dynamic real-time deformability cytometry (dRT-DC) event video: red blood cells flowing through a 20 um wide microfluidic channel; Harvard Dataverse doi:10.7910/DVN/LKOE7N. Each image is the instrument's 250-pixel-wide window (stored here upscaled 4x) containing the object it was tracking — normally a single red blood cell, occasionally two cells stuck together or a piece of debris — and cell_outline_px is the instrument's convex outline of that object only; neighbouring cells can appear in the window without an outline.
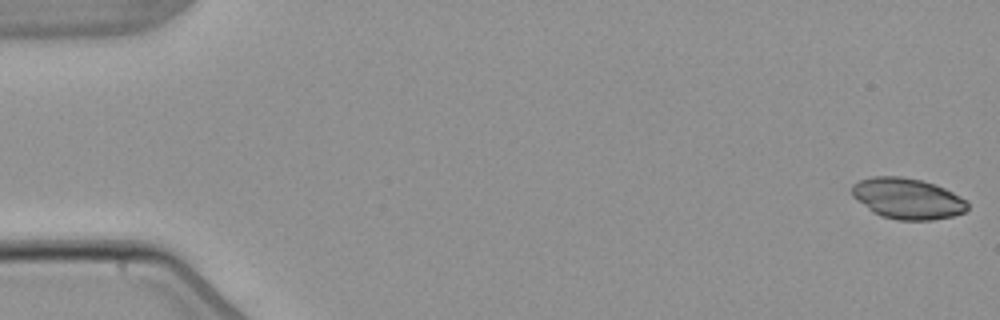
{"species": "common noctule bat (a hibernating species)", "species_latin": "Nyctalus noctula", "temperature_condition": "warm", "stored_images_in_passage": 6, "camera_frame_rate_fps": 3000, "um_per_image_px": 0.085, "animal": {"sex": "male", "body_mass_g": 21.5, "forearm_length_mm": 52.0}, "frame": {"image": 1, "passage_image": 1, "time_ms": 0.0, "image_size_px": [1000, 320], "cell_outline_px": [[968, 208], [964, 212], [952, 216], [932, 220], [896, 220], [880, 216], [872, 212], [852, 196], [852, 184], [860, 180], [872, 176], [900, 176], [920, 180], [936, 184], [968, 200]], "centroid_in_image_um": [77.13, 16.88], "position_along_channel_um": 7.9, "area_um2": 27.69}}